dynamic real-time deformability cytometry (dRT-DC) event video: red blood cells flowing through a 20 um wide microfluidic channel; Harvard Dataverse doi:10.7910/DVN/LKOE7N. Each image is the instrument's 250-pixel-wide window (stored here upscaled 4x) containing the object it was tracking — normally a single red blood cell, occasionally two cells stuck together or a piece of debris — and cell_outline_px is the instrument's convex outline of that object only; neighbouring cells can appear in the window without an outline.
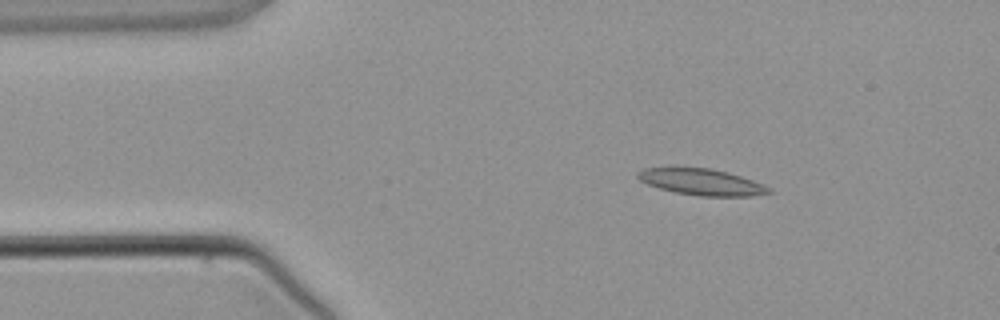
{"species": "common noctule bat (a hibernating species)", "species_latin": "Nyctalus noctula", "temperature_condition": "warm", "stored_images_in_passage": 3, "camera_frame_rate_fps": 3000, "um_per_image_px": 0.085, "animal": {"sex": "male", "body_mass_g": 21.5, "forearm_length_mm": 52.0}, "frame": {"image": 1, "passage_image": 2, "time_ms": 1.333, "image_size_px": [1000, 320], "cell_outline_px": [[772, 192], [752, 196], [700, 196], [676, 192], [660, 188], [648, 184], [640, 180], [636, 176], [636, 172], [644, 168], [712, 168], [740, 176], [764, 184], [772, 188]], "centroid_in_image_um": [59.66, 15.47], "position_along_channel_um": 25.3, "area_um2": 19.94}}
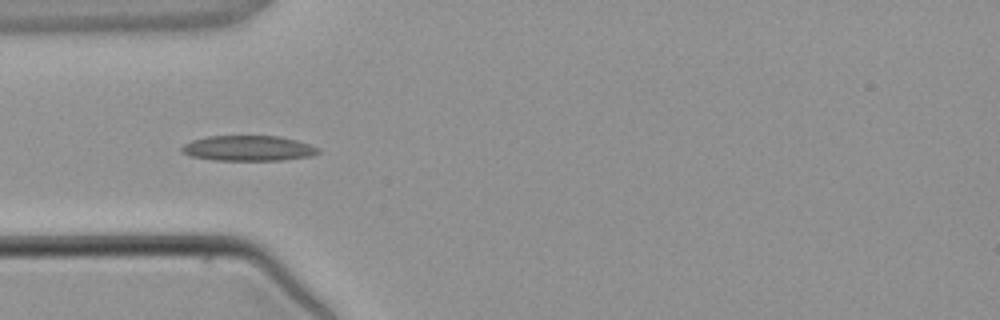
{"frame": {"image": 2, "passage_image": 3, "time_ms": 3.333, "image_size_px": [1000, 320], "cell_outline_px": [[320, 152], [312, 156], [284, 160], [212, 160], [192, 156], [180, 152], [180, 148], [184, 144], [192, 140], [208, 136], [280, 136], [296, 140], [320, 148]], "centroid_in_image_um": [21.1, 12.6], "position_along_channel_um": 63.9, "area_um2": 20.23}}